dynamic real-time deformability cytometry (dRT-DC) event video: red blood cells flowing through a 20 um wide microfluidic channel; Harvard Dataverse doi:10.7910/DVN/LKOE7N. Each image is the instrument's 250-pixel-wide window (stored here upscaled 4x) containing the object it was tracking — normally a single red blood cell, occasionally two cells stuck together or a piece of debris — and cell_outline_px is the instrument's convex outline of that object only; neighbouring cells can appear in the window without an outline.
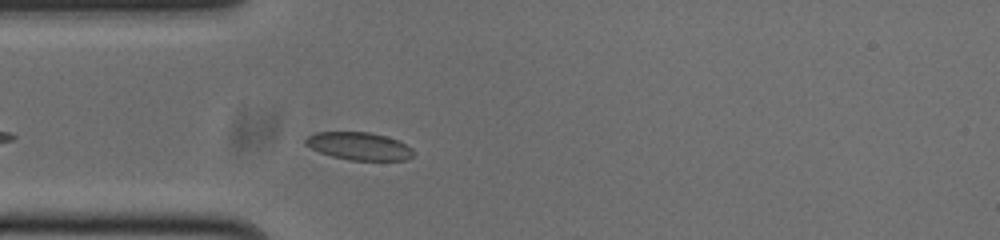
{"species": "common noctule bat (a hibernating species)", "species_latin": "Nyctalus noctula", "temperature_condition": "cold", "stored_images_in_passage": 4, "camera_frame_rate_fps": 3000, "um_per_image_px": 0.085, "animal": {"sex": "male", "body_mass_g": 20.0, "forearm_length_mm": 53.3}, "frame": {"image": 1, "passage_image": 1, "time_ms": 0.0, "image_size_px": [1000, 240], "cell_outline_px": [[416, 152], [412, 156], [404, 160], [348, 160], [332, 156], [320, 152], [304, 144], [304, 140], [308, 136], [316, 132], [372, 132], [396, 140], [412, 148]], "centroid_in_image_um": [30.51, 12.42], "position_along_channel_um": 54.5, "area_um2": 17.34}}